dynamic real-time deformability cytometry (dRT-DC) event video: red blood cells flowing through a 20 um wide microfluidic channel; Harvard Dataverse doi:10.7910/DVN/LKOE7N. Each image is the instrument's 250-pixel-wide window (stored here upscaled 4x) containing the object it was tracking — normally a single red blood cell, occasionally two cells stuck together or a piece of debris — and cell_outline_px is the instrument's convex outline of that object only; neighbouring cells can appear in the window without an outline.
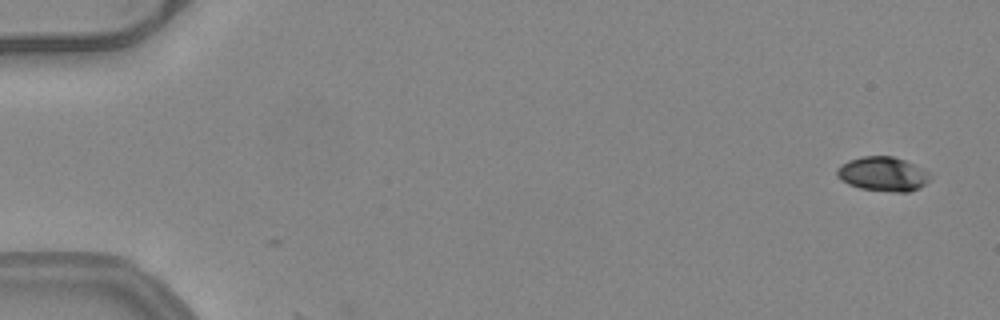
{"species": "common noctule bat (a hibernating species)", "species_latin": "Nyctalus noctula", "temperature_condition": "warm", "stored_images_in_passage": 3, "camera_frame_rate_fps": 3000, "um_per_image_px": 0.085, "animal": {"sex": "female", "body_mass_g": 24.6, "forearm_length_mm": 56.2}, "frame": {"image": 1, "passage_image": 3, "time_ms": 0.667, "image_size_px": [1000, 320], "cell_outline_px": [[932, 176], [920, 188], [908, 192], [892, 192], [860, 188], [848, 184], [836, 176], [836, 168], [848, 160], [864, 156], [892, 156], [904, 160], [928, 172]], "centroid_in_image_um": [75.02, 14.79], "position_along_channel_um": 10.0, "area_um2": 18.55}}